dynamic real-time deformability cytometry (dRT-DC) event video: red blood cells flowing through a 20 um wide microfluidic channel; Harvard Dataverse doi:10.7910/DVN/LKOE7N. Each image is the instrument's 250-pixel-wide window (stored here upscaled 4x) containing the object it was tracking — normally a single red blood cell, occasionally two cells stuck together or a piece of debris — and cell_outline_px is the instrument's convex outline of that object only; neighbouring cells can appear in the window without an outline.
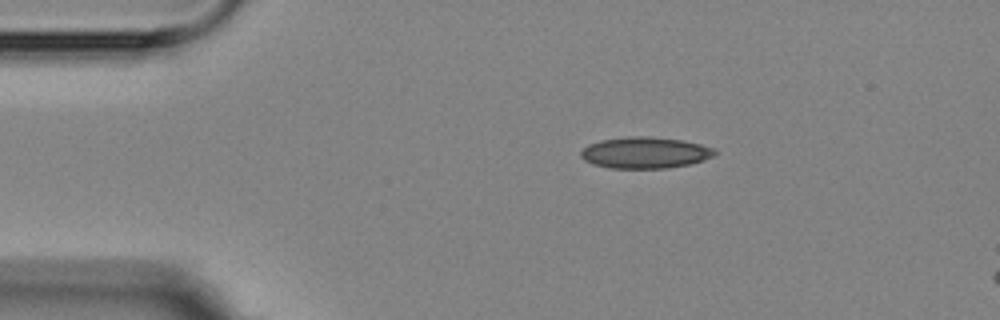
{"species": "Egyptian fruit bat (a non-hibernating species)", "species_latin": "Rousettus aegyptiacus", "temperature_condition": "room temperature", "stored_images_in_passage": 4, "camera_frame_rate_fps": 3000, "um_per_image_px": 0.085, "animal": {"sex": "female"}, "frame": {"image": 1, "passage_image": 1, "time_ms": 0.0, "image_size_px": [1000, 320], "cell_outline_px": [[716, 156], [704, 160], [688, 164], [668, 168], [608, 168], [592, 164], [584, 160], [580, 156], [580, 152], [588, 144], [604, 140], [628, 136], [644, 136], [684, 140], [700, 144], [712, 148], [716, 152]], "centroid_in_image_um": [54.82, 12.98], "position_along_channel_um": 30.2, "area_um2": 24.45}}